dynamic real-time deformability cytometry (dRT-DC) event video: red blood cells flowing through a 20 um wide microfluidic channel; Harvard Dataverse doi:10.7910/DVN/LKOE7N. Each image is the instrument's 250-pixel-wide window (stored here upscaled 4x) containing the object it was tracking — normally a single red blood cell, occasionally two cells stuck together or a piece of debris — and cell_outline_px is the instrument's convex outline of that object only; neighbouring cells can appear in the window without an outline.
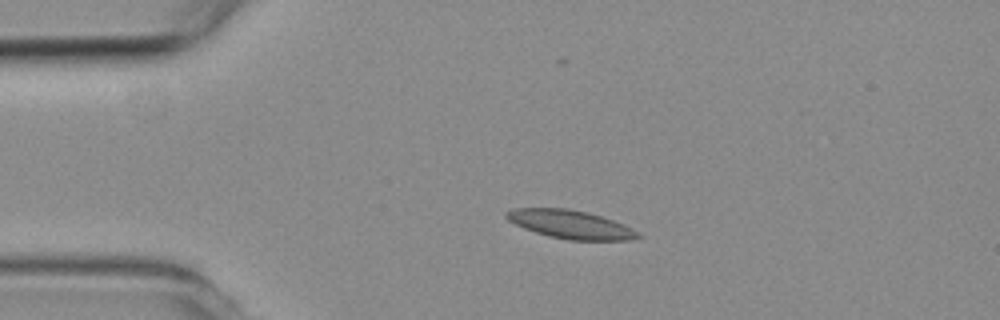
{"species": "common noctule bat (a hibernating species)", "species_latin": "Nyctalus noctula", "temperature_condition": "room temperature", "stored_images_in_passage": 4, "camera_frame_rate_fps": 3000, "um_per_image_px": 0.085, "animal": {"sex": "female", "body_mass_g": 19.3, "forearm_length_mm": 54.1}, "frame": {"image": 1, "passage_image": 2, "time_ms": 2.333, "image_size_px": [1000, 320], "cell_outline_px": [[644, 236], [632, 240], [568, 240], [548, 236], [524, 228], [508, 220], [504, 216], [504, 212], [516, 208], [568, 208], [588, 212], [624, 224], [640, 232]], "centroid_in_image_um": [48.52, 19.07], "position_along_channel_um": 36.5, "area_um2": 21.91}}